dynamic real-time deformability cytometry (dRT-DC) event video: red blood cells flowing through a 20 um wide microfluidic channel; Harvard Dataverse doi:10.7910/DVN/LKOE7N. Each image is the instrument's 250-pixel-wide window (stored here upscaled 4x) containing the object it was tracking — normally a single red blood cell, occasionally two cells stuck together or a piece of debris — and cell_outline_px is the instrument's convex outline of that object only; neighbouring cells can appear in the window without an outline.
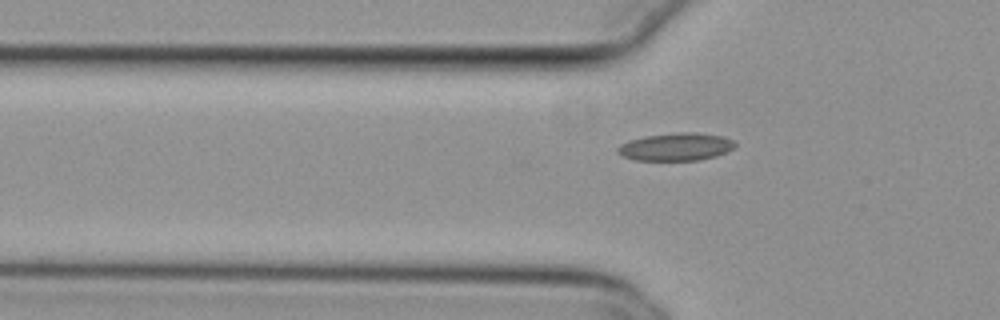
{"species": "common noctule bat (a hibernating species)", "species_latin": "Nyctalus noctula", "temperature_condition": "cold", "stored_images_in_passage": 42, "camera_frame_rate_fps": 3000, "um_per_image_px": 0.085, "animal": {"sex": "female", "body_mass_g": 29.2, "forearm_length_mm": 56.3}, "frame": {"image": 1, "passage_image": 7, "time_ms": 2.0, "image_size_px": [1000, 320], "cell_outline_px": [[736, 144], [732, 148], [716, 156], [696, 160], [636, 160], [624, 156], [616, 152], [616, 148], [620, 144], [628, 140], [644, 136], [676, 132], [696, 132], [724, 136], [732, 140]], "centroid_in_image_um": [57.42, 12.46], "position_along_channel_um": 68.4, "area_um2": 18.96}}
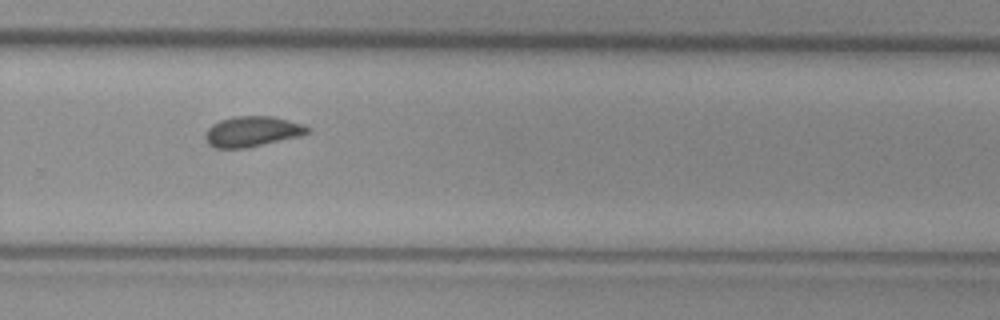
{"frame": {"image": 2, "passage_image": 26, "time_ms": 8.333, "image_size_px": [1000, 320], "cell_outline_px": [[312, 128], [308, 132], [296, 136], [244, 148], [216, 148], [208, 144], [204, 136], [208, 128], [212, 124], [220, 120], [236, 116], [272, 116], [304, 124]], "centroid_in_image_um": [21.4, 11.16], "position_along_channel_um": 308.4, "area_um2": 17.8}}
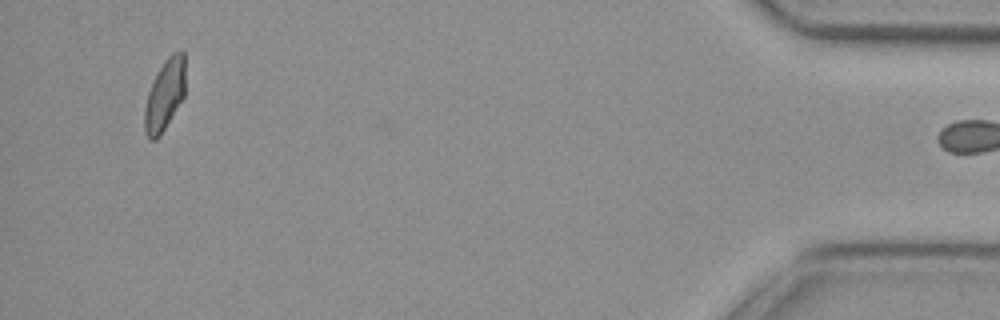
{"frame": {"image": 3, "passage_image": 41, "time_ms": 13.333, "image_size_px": [1000, 320], "cell_outline_px": [[184, 96], [160, 136], [156, 140], [148, 140], [144, 132], [144, 108], [148, 92], [164, 60], [172, 52], [180, 48], [184, 52]], "centroid_in_image_um": [13.99, 8.08], "position_along_channel_um": 421.2, "area_um2": 16.88}}